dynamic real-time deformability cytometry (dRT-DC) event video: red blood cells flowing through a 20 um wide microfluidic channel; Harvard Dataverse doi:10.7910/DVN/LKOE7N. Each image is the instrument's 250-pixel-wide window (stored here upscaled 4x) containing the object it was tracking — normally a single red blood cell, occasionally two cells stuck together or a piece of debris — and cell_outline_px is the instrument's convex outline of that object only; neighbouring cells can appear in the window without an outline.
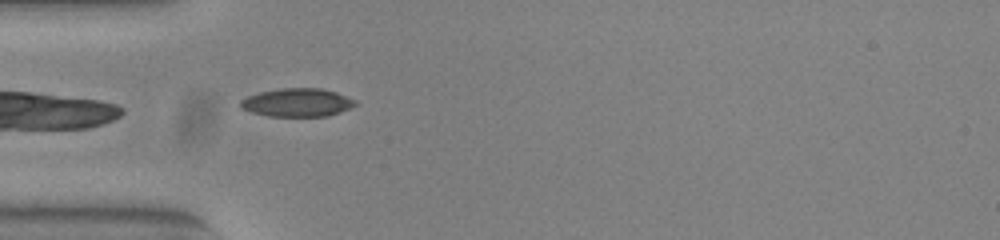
{"species": "common noctule bat (a hibernating species)", "species_latin": "Nyctalus noctula", "temperature_condition": "warm", "stored_images_in_passage": 37, "camera_frame_rate_fps": 3000, "um_per_image_px": 0.085, "animal": {"sex": "female", "body_mass_g": 23.0, "forearm_length_mm": 53.4}, "frame": {"image": 1, "passage_image": 2, "time_ms": 0.333, "image_size_px": [1000, 240], "cell_outline_px": [[356, 104], [340, 112], [328, 116], [268, 116], [252, 112], [240, 108], [240, 100], [248, 96], [260, 92], [280, 88], [320, 88], [336, 92], [356, 100]], "centroid_in_image_um": [25.25, 8.71], "position_along_channel_um": 59.8, "area_um2": 18.84}}
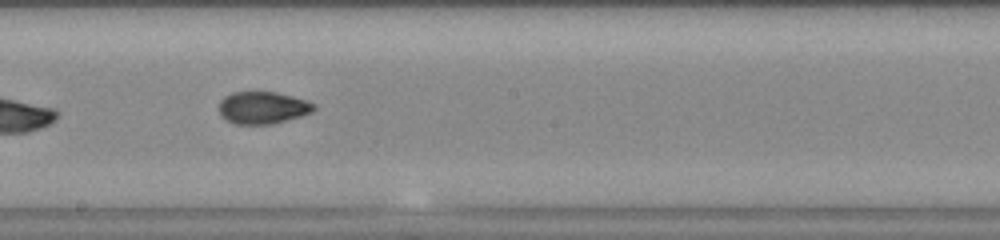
{"frame": {"image": 2, "passage_image": 15, "time_ms": 4.667, "image_size_px": [1000, 240], "cell_outline_px": [[316, 108], [312, 112], [300, 116], [272, 124], [236, 124], [220, 116], [220, 100], [224, 96], [232, 92], [276, 92], [292, 96], [316, 104]], "centroid_in_image_um": [22.33, 9.15], "position_along_channel_um": 225.9, "area_um2": 17.74}}
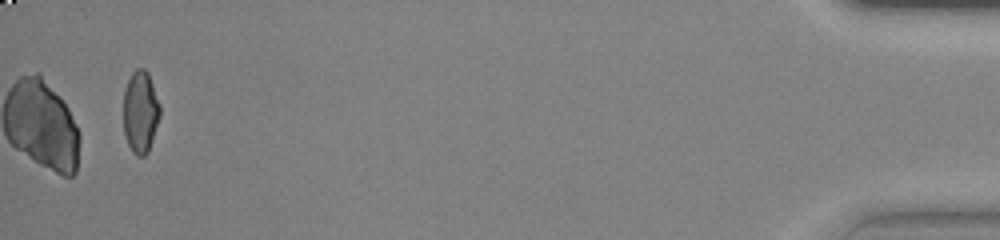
{"frame": {"image": 3, "passage_image": 37, "time_ms": 12.0, "image_size_px": [1000, 240], "cell_outline_px": [[160, 116], [148, 152], [144, 156], [136, 156], [132, 152], [128, 144], [124, 132], [124, 92], [128, 80], [132, 72], [136, 68], [144, 68], [148, 72], [160, 104]], "centroid_in_image_um": [11.94, 9.51], "position_along_channel_um": 423.3, "area_um2": 17.51}, "authors_computed_cell_mechanics": {"area_um2": 18.0336, "velocity_mm_per_s": 3.8838, "shape_relaxation_time_tau1_ms": null, "shape_relaxation_time_tau2_ms": 1.4047, "deformation_change_tau1": null, "deformation_change_tau2": 0.053}}